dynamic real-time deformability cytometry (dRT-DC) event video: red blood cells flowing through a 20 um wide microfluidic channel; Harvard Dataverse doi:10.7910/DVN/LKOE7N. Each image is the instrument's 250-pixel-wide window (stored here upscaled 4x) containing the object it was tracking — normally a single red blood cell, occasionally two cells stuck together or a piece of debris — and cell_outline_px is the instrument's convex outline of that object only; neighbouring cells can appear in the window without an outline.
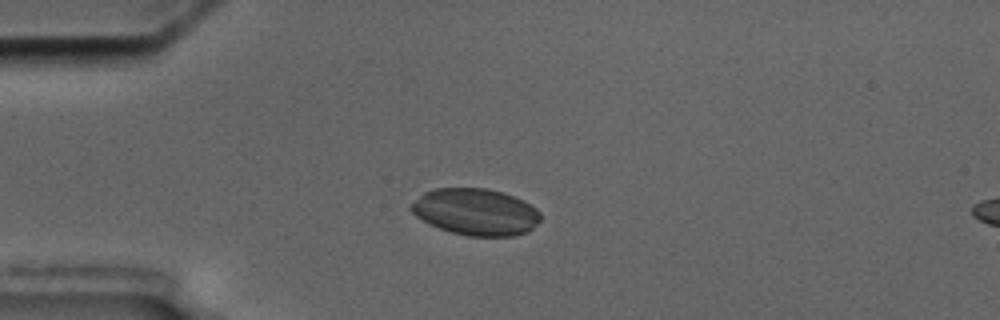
{"species": "common noctule bat (a hibernating species)", "species_latin": "Nyctalus noctula", "temperature_condition": "cold", "stored_images_in_passage": 3, "camera_frame_rate_fps": 3000, "um_per_image_px": 0.085, "animal": {"sex": "male", "body_mass_g": 17.5, "forearm_length_mm": 52.3}, "frame": {"image": 1, "passage_image": 1, "time_ms": 0.0, "image_size_px": [1000, 320], "cell_outline_px": [[540, 220], [528, 232], [516, 236], [468, 236], [452, 232], [428, 224], [416, 216], [408, 208], [408, 204], [424, 192], [436, 188], [488, 188], [504, 192], [524, 200], [536, 208], [540, 212]], "centroid_in_image_um": [40.42, 18.0], "position_along_channel_um": 44.6, "area_um2": 35.6}}